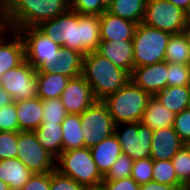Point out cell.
<instances>
[{
    "instance_id": "cell-47",
    "label": "cell",
    "mask_w": 190,
    "mask_h": 190,
    "mask_svg": "<svg viewBox=\"0 0 190 190\" xmlns=\"http://www.w3.org/2000/svg\"><path fill=\"white\" fill-rule=\"evenodd\" d=\"M188 65L190 66V29L188 30Z\"/></svg>"
},
{
    "instance_id": "cell-35",
    "label": "cell",
    "mask_w": 190,
    "mask_h": 190,
    "mask_svg": "<svg viewBox=\"0 0 190 190\" xmlns=\"http://www.w3.org/2000/svg\"><path fill=\"white\" fill-rule=\"evenodd\" d=\"M18 132L0 131V160L17 158Z\"/></svg>"
},
{
    "instance_id": "cell-46",
    "label": "cell",
    "mask_w": 190,
    "mask_h": 190,
    "mask_svg": "<svg viewBox=\"0 0 190 190\" xmlns=\"http://www.w3.org/2000/svg\"><path fill=\"white\" fill-rule=\"evenodd\" d=\"M168 1L173 3L183 11H185L187 14L190 13V0H168Z\"/></svg>"
},
{
    "instance_id": "cell-41",
    "label": "cell",
    "mask_w": 190,
    "mask_h": 190,
    "mask_svg": "<svg viewBox=\"0 0 190 190\" xmlns=\"http://www.w3.org/2000/svg\"><path fill=\"white\" fill-rule=\"evenodd\" d=\"M20 190H50V172L34 173Z\"/></svg>"
},
{
    "instance_id": "cell-11",
    "label": "cell",
    "mask_w": 190,
    "mask_h": 190,
    "mask_svg": "<svg viewBox=\"0 0 190 190\" xmlns=\"http://www.w3.org/2000/svg\"><path fill=\"white\" fill-rule=\"evenodd\" d=\"M17 158L34 174L56 169V158L37 141L34 132L18 131Z\"/></svg>"
},
{
    "instance_id": "cell-45",
    "label": "cell",
    "mask_w": 190,
    "mask_h": 190,
    "mask_svg": "<svg viewBox=\"0 0 190 190\" xmlns=\"http://www.w3.org/2000/svg\"><path fill=\"white\" fill-rule=\"evenodd\" d=\"M10 0H0V20L5 22L9 12Z\"/></svg>"
},
{
    "instance_id": "cell-14",
    "label": "cell",
    "mask_w": 190,
    "mask_h": 190,
    "mask_svg": "<svg viewBox=\"0 0 190 190\" xmlns=\"http://www.w3.org/2000/svg\"><path fill=\"white\" fill-rule=\"evenodd\" d=\"M24 60V43L19 32L4 27L0 31V84L2 75Z\"/></svg>"
},
{
    "instance_id": "cell-52",
    "label": "cell",
    "mask_w": 190,
    "mask_h": 190,
    "mask_svg": "<svg viewBox=\"0 0 190 190\" xmlns=\"http://www.w3.org/2000/svg\"><path fill=\"white\" fill-rule=\"evenodd\" d=\"M188 23H189V27H190V13L188 14Z\"/></svg>"
},
{
    "instance_id": "cell-17",
    "label": "cell",
    "mask_w": 190,
    "mask_h": 190,
    "mask_svg": "<svg viewBox=\"0 0 190 190\" xmlns=\"http://www.w3.org/2000/svg\"><path fill=\"white\" fill-rule=\"evenodd\" d=\"M101 41L132 40L137 23L120 18L107 10L99 16Z\"/></svg>"
},
{
    "instance_id": "cell-5",
    "label": "cell",
    "mask_w": 190,
    "mask_h": 190,
    "mask_svg": "<svg viewBox=\"0 0 190 190\" xmlns=\"http://www.w3.org/2000/svg\"><path fill=\"white\" fill-rule=\"evenodd\" d=\"M56 170L86 188L99 187L104 180L87 147L62 151L56 158Z\"/></svg>"
},
{
    "instance_id": "cell-16",
    "label": "cell",
    "mask_w": 190,
    "mask_h": 190,
    "mask_svg": "<svg viewBox=\"0 0 190 190\" xmlns=\"http://www.w3.org/2000/svg\"><path fill=\"white\" fill-rule=\"evenodd\" d=\"M96 52L131 75L134 69L133 40L101 41Z\"/></svg>"
},
{
    "instance_id": "cell-20",
    "label": "cell",
    "mask_w": 190,
    "mask_h": 190,
    "mask_svg": "<svg viewBox=\"0 0 190 190\" xmlns=\"http://www.w3.org/2000/svg\"><path fill=\"white\" fill-rule=\"evenodd\" d=\"M90 152L98 170L104 177L120 156L122 150L117 136L112 134L97 145L91 147Z\"/></svg>"
},
{
    "instance_id": "cell-2",
    "label": "cell",
    "mask_w": 190,
    "mask_h": 190,
    "mask_svg": "<svg viewBox=\"0 0 190 190\" xmlns=\"http://www.w3.org/2000/svg\"><path fill=\"white\" fill-rule=\"evenodd\" d=\"M82 76L90 85L94 98L100 101L117 92L130 80L125 70L116 67L96 51L83 55Z\"/></svg>"
},
{
    "instance_id": "cell-21",
    "label": "cell",
    "mask_w": 190,
    "mask_h": 190,
    "mask_svg": "<svg viewBox=\"0 0 190 190\" xmlns=\"http://www.w3.org/2000/svg\"><path fill=\"white\" fill-rule=\"evenodd\" d=\"M19 131H35L42 123L43 106L39 97L15 102Z\"/></svg>"
},
{
    "instance_id": "cell-48",
    "label": "cell",
    "mask_w": 190,
    "mask_h": 190,
    "mask_svg": "<svg viewBox=\"0 0 190 190\" xmlns=\"http://www.w3.org/2000/svg\"><path fill=\"white\" fill-rule=\"evenodd\" d=\"M102 5L107 9L113 0H100Z\"/></svg>"
},
{
    "instance_id": "cell-6",
    "label": "cell",
    "mask_w": 190,
    "mask_h": 190,
    "mask_svg": "<svg viewBox=\"0 0 190 190\" xmlns=\"http://www.w3.org/2000/svg\"><path fill=\"white\" fill-rule=\"evenodd\" d=\"M171 33L137 24L133 37L134 68L165 61V50Z\"/></svg>"
},
{
    "instance_id": "cell-1",
    "label": "cell",
    "mask_w": 190,
    "mask_h": 190,
    "mask_svg": "<svg viewBox=\"0 0 190 190\" xmlns=\"http://www.w3.org/2000/svg\"><path fill=\"white\" fill-rule=\"evenodd\" d=\"M37 28L54 43L83 55L97 51L101 42L99 16L79 14L70 8Z\"/></svg>"
},
{
    "instance_id": "cell-53",
    "label": "cell",
    "mask_w": 190,
    "mask_h": 190,
    "mask_svg": "<svg viewBox=\"0 0 190 190\" xmlns=\"http://www.w3.org/2000/svg\"><path fill=\"white\" fill-rule=\"evenodd\" d=\"M185 188H186L187 190H190V184H188Z\"/></svg>"
},
{
    "instance_id": "cell-15",
    "label": "cell",
    "mask_w": 190,
    "mask_h": 190,
    "mask_svg": "<svg viewBox=\"0 0 190 190\" xmlns=\"http://www.w3.org/2000/svg\"><path fill=\"white\" fill-rule=\"evenodd\" d=\"M168 62L163 61L149 66L135 67L130 80L151 96L167 86Z\"/></svg>"
},
{
    "instance_id": "cell-40",
    "label": "cell",
    "mask_w": 190,
    "mask_h": 190,
    "mask_svg": "<svg viewBox=\"0 0 190 190\" xmlns=\"http://www.w3.org/2000/svg\"><path fill=\"white\" fill-rule=\"evenodd\" d=\"M175 132L184 144L190 145V109H184L175 115L173 124Z\"/></svg>"
},
{
    "instance_id": "cell-18",
    "label": "cell",
    "mask_w": 190,
    "mask_h": 190,
    "mask_svg": "<svg viewBox=\"0 0 190 190\" xmlns=\"http://www.w3.org/2000/svg\"><path fill=\"white\" fill-rule=\"evenodd\" d=\"M184 145L173 126L153 131L150 157L153 160H171Z\"/></svg>"
},
{
    "instance_id": "cell-28",
    "label": "cell",
    "mask_w": 190,
    "mask_h": 190,
    "mask_svg": "<svg viewBox=\"0 0 190 190\" xmlns=\"http://www.w3.org/2000/svg\"><path fill=\"white\" fill-rule=\"evenodd\" d=\"M147 0H113L107 11L137 24L143 22Z\"/></svg>"
},
{
    "instance_id": "cell-27",
    "label": "cell",
    "mask_w": 190,
    "mask_h": 190,
    "mask_svg": "<svg viewBox=\"0 0 190 190\" xmlns=\"http://www.w3.org/2000/svg\"><path fill=\"white\" fill-rule=\"evenodd\" d=\"M79 114H67L61 123L63 151L84 148L83 131Z\"/></svg>"
},
{
    "instance_id": "cell-36",
    "label": "cell",
    "mask_w": 190,
    "mask_h": 190,
    "mask_svg": "<svg viewBox=\"0 0 190 190\" xmlns=\"http://www.w3.org/2000/svg\"><path fill=\"white\" fill-rule=\"evenodd\" d=\"M153 159H139L134 161L131 178L138 184H146L152 181Z\"/></svg>"
},
{
    "instance_id": "cell-32",
    "label": "cell",
    "mask_w": 190,
    "mask_h": 190,
    "mask_svg": "<svg viewBox=\"0 0 190 190\" xmlns=\"http://www.w3.org/2000/svg\"><path fill=\"white\" fill-rule=\"evenodd\" d=\"M42 123L61 124L67 113L60 98L42 100Z\"/></svg>"
},
{
    "instance_id": "cell-12",
    "label": "cell",
    "mask_w": 190,
    "mask_h": 190,
    "mask_svg": "<svg viewBox=\"0 0 190 190\" xmlns=\"http://www.w3.org/2000/svg\"><path fill=\"white\" fill-rule=\"evenodd\" d=\"M37 70L26 60L2 75L0 88L11 95L13 102L37 97Z\"/></svg>"
},
{
    "instance_id": "cell-4",
    "label": "cell",
    "mask_w": 190,
    "mask_h": 190,
    "mask_svg": "<svg viewBox=\"0 0 190 190\" xmlns=\"http://www.w3.org/2000/svg\"><path fill=\"white\" fill-rule=\"evenodd\" d=\"M152 96L129 80L117 92L107 96V106L115 125L140 122L147 102Z\"/></svg>"
},
{
    "instance_id": "cell-9",
    "label": "cell",
    "mask_w": 190,
    "mask_h": 190,
    "mask_svg": "<svg viewBox=\"0 0 190 190\" xmlns=\"http://www.w3.org/2000/svg\"><path fill=\"white\" fill-rule=\"evenodd\" d=\"M84 147L91 148L115 132V123L105 103L96 100L82 114Z\"/></svg>"
},
{
    "instance_id": "cell-25",
    "label": "cell",
    "mask_w": 190,
    "mask_h": 190,
    "mask_svg": "<svg viewBox=\"0 0 190 190\" xmlns=\"http://www.w3.org/2000/svg\"><path fill=\"white\" fill-rule=\"evenodd\" d=\"M70 79L60 74L37 72V97L42 100L60 98Z\"/></svg>"
},
{
    "instance_id": "cell-33",
    "label": "cell",
    "mask_w": 190,
    "mask_h": 190,
    "mask_svg": "<svg viewBox=\"0 0 190 190\" xmlns=\"http://www.w3.org/2000/svg\"><path fill=\"white\" fill-rule=\"evenodd\" d=\"M133 163L134 160H132L127 154L121 153L109 172L104 176V180L114 181L131 177Z\"/></svg>"
},
{
    "instance_id": "cell-31",
    "label": "cell",
    "mask_w": 190,
    "mask_h": 190,
    "mask_svg": "<svg viewBox=\"0 0 190 190\" xmlns=\"http://www.w3.org/2000/svg\"><path fill=\"white\" fill-rule=\"evenodd\" d=\"M171 161L178 180L186 187L190 184V145L184 144Z\"/></svg>"
},
{
    "instance_id": "cell-26",
    "label": "cell",
    "mask_w": 190,
    "mask_h": 190,
    "mask_svg": "<svg viewBox=\"0 0 190 190\" xmlns=\"http://www.w3.org/2000/svg\"><path fill=\"white\" fill-rule=\"evenodd\" d=\"M33 132L42 147L55 158L61 154L63 151V131L61 124L41 123V125Z\"/></svg>"
},
{
    "instance_id": "cell-23",
    "label": "cell",
    "mask_w": 190,
    "mask_h": 190,
    "mask_svg": "<svg viewBox=\"0 0 190 190\" xmlns=\"http://www.w3.org/2000/svg\"><path fill=\"white\" fill-rule=\"evenodd\" d=\"M175 120V114L164 107L157 99L152 96L147 102L143 112L141 123L148 126L152 131L172 127Z\"/></svg>"
},
{
    "instance_id": "cell-50",
    "label": "cell",
    "mask_w": 190,
    "mask_h": 190,
    "mask_svg": "<svg viewBox=\"0 0 190 190\" xmlns=\"http://www.w3.org/2000/svg\"><path fill=\"white\" fill-rule=\"evenodd\" d=\"M84 190H102L101 187H87Z\"/></svg>"
},
{
    "instance_id": "cell-38",
    "label": "cell",
    "mask_w": 190,
    "mask_h": 190,
    "mask_svg": "<svg viewBox=\"0 0 190 190\" xmlns=\"http://www.w3.org/2000/svg\"><path fill=\"white\" fill-rule=\"evenodd\" d=\"M70 9L79 14L100 16L107 9L100 0H70Z\"/></svg>"
},
{
    "instance_id": "cell-51",
    "label": "cell",
    "mask_w": 190,
    "mask_h": 190,
    "mask_svg": "<svg viewBox=\"0 0 190 190\" xmlns=\"http://www.w3.org/2000/svg\"><path fill=\"white\" fill-rule=\"evenodd\" d=\"M4 22L0 20V31L4 28Z\"/></svg>"
},
{
    "instance_id": "cell-30",
    "label": "cell",
    "mask_w": 190,
    "mask_h": 190,
    "mask_svg": "<svg viewBox=\"0 0 190 190\" xmlns=\"http://www.w3.org/2000/svg\"><path fill=\"white\" fill-rule=\"evenodd\" d=\"M152 181L166 185L184 186L178 180L171 160H153Z\"/></svg>"
},
{
    "instance_id": "cell-29",
    "label": "cell",
    "mask_w": 190,
    "mask_h": 190,
    "mask_svg": "<svg viewBox=\"0 0 190 190\" xmlns=\"http://www.w3.org/2000/svg\"><path fill=\"white\" fill-rule=\"evenodd\" d=\"M188 46V30L171 34L165 50V61L188 65Z\"/></svg>"
},
{
    "instance_id": "cell-8",
    "label": "cell",
    "mask_w": 190,
    "mask_h": 190,
    "mask_svg": "<svg viewBox=\"0 0 190 190\" xmlns=\"http://www.w3.org/2000/svg\"><path fill=\"white\" fill-rule=\"evenodd\" d=\"M17 31L24 43L25 60L37 72H43L50 62L58 60L61 46L51 41L37 27H25Z\"/></svg>"
},
{
    "instance_id": "cell-19",
    "label": "cell",
    "mask_w": 190,
    "mask_h": 190,
    "mask_svg": "<svg viewBox=\"0 0 190 190\" xmlns=\"http://www.w3.org/2000/svg\"><path fill=\"white\" fill-rule=\"evenodd\" d=\"M58 60L50 62L45 73L60 74L70 78L82 75L83 54L77 50L61 47Z\"/></svg>"
},
{
    "instance_id": "cell-39",
    "label": "cell",
    "mask_w": 190,
    "mask_h": 190,
    "mask_svg": "<svg viewBox=\"0 0 190 190\" xmlns=\"http://www.w3.org/2000/svg\"><path fill=\"white\" fill-rule=\"evenodd\" d=\"M0 131H19L15 102L0 109Z\"/></svg>"
},
{
    "instance_id": "cell-22",
    "label": "cell",
    "mask_w": 190,
    "mask_h": 190,
    "mask_svg": "<svg viewBox=\"0 0 190 190\" xmlns=\"http://www.w3.org/2000/svg\"><path fill=\"white\" fill-rule=\"evenodd\" d=\"M33 173L18 158L0 160V180L10 190H20Z\"/></svg>"
},
{
    "instance_id": "cell-49",
    "label": "cell",
    "mask_w": 190,
    "mask_h": 190,
    "mask_svg": "<svg viewBox=\"0 0 190 190\" xmlns=\"http://www.w3.org/2000/svg\"><path fill=\"white\" fill-rule=\"evenodd\" d=\"M0 190H10L9 186L0 180Z\"/></svg>"
},
{
    "instance_id": "cell-13",
    "label": "cell",
    "mask_w": 190,
    "mask_h": 190,
    "mask_svg": "<svg viewBox=\"0 0 190 190\" xmlns=\"http://www.w3.org/2000/svg\"><path fill=\"white\" fill-rule=\"evenodd\" d=\"M60 99L67 114H82L96 99L92 89L82 75L71 78Z\"/></svg>"
},
{
    "instance_id": "cell-10",
    "label": "cell",
    "mask_w": 190,
    "mask_h": 190,
    "mask_svg": "<svg viewBox=\"0 0 190 190\" xmlns=\"http://www.w3.org/2000/svg\"><path fill=\"white\" fill-rule=\"evenodd\" d=\"M114 134L117 136L122 153L132 160L150 157L153 131L141 122L121 123L115 126Z\"/></svg>"
},
{
    "instance_id": "cell-42",
    "label": "cell",
    "mask_w": 190,
    "mask_h": 190,
    "mask_svg": "<svg viewBox=\"0 0 190 190\" xmlns=\"http://www.w3.org/2000/svg\"><path fill=\"white\" fill-rule=\"evenodd\" d=\"M102 190H140L141 185H138L131 177L120 180L106 181L100 183Z\"/></svg>"
},
{
    "instance_id": "cell-3",
    "label": "cell",
    "mask_w": 190,
    "mask_h": 190,
    "mask_svg": "<svg viewBox=\"0 0 190 190\" xmlns=\"http://www.w3.org/2000/svg\"><path fill=\"white\" fill-rule=\"evenodd\" d=\"M70 8V0H10L4 26L12 30L37 27Z\"/></svg>"
},
{
    "instance_id": "cell-7",
    "label": "cell",
    "mask_w": 190,
    "mask_h": 190,
    "mask_svg": "<svg viewBox=\"0 0 190 190\" xmlns=\"http://www.w3.org/2000/svg\"><path fill=\"white\" fill-rule=\"evenodd\" d=\"M142 23L171 34L190 29L188 14L168 0H147Z\"/></svg>"
},
{
    "instance_id": "cell-44",
    "label": "cell",
    "mask_w": 190,
    "mask_h": 190,
    "mask_svg": "<svg viewBox=\"0 0 190 190\" xmlns=\"http://www.w3.org/2000/svg\"><path fill=\"white\" fill-rule=\"evenodd\" d=\"M13 103V99L4 89L0 88V109Z\"/></svg>"
},
{
    "instance_id": "cell-43",
    "label": "cell",
    "mask_w": 190,
    "mask_h": 190,
    "mask_svg": "<svg viewBox=\"0 0 190 190\" xmlns=\"http://www.w3.org/2000/svg\"><path fill=\"white\" fill-rule=\"evenodd\" d=\"M184 188L185 186L166 185L150 181L146 184H142L140 190H181Z\"/></svg>"
},
{
    "instance_id": "cell-34",
    "label": "cell",
    "mask_w": 190,
    "mask_h": 190,
    "mask_svg": "<svg viewBox=\"0 0 190 190\" xmlns=\"http://www.w3.org/2000/svg\"><path fill=\"white\" fill-rule=\"evenodd\" d=\"M167 86H190V66L168 63Z\"/></svg>"
},
{
    "instance_id": "cell-37",
    "label": "cell",
    "mask_w": 190,
    "mask_h": 190,
    "mask_svg": "<svg viewBox=\"0 0 190 190\" xmlns=\"http://www.w3.org/2000/svg\"><path fill=\"white\" fill-rule=\"evenodd\" d=\"M86 187L58 170L50 172V190H84Z\"/></svg>"
},
{
    "instance_id": "cell-24",
    "label": "cell",
    "mask_w": 190,
    "mask_h": 190,
    "mask_svg": "<svg viewBox=\"0 0 190 190\" xmlns=\"http://www.w3.org/2000/svg\"><path fill=\"white\" fill-rule=\"evenodd\" d=\"M154 97L176 115L189 106L190 86H165Z\"/></svg>"
}]
</instances>
